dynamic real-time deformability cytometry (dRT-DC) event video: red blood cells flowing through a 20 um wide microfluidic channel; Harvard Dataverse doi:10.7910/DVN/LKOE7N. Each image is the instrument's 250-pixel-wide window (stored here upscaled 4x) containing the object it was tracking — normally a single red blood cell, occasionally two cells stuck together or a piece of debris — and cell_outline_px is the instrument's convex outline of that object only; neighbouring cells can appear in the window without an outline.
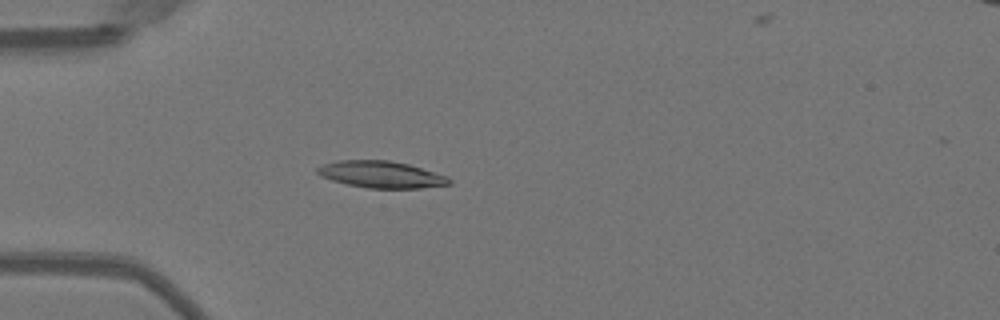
{"species": "Egyptian fruit bat (a non-hibernating species)", "species_latin": "Rousettus aegyptiacus", "temperature_condition": "warm", "stored_images_in_passage": 52, "camera_frame_rate_fps": 3000, "um_per_image_px": 0.085, "animal": {"sex": "female"}, "frame": {"image": 1, "passage_image": 16, "time_ms": 5.0, "image_size_px": [1000, 320], "cell_outline_px": [[452, 184], [420, 188], [368, 188], [348, 184], [332, 180], [320, 176], [316, 172], [316, 168], [324, 164], [336, 160], [388, 160], [408, 164], [448, 176], [452, 180]], "centroid_in_image_um": [32.41, 14.83], "position_along_channel_um": 52.6, "area_um2": 20.58}}
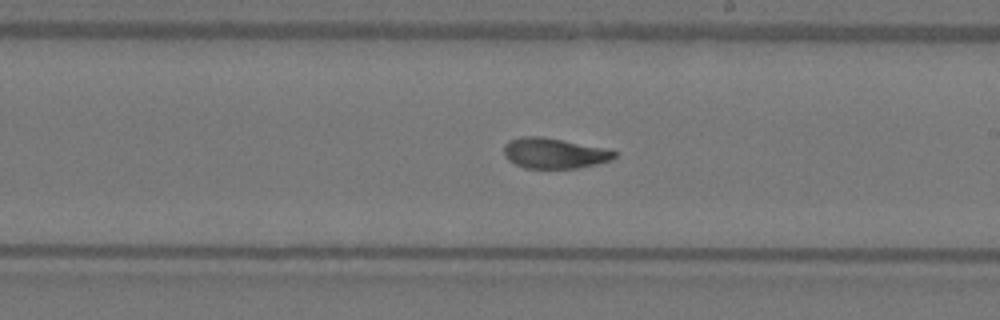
{"frame": {"image": 2, "passage_image": 31, "time_ms": 10.0, "image_size_px": [1000, 320], "cell_outline_px": [[616, 156], [612, 160], [596, 164], [576, 168], [524, 168], [508, 160], [504, 156], [504, 144], [508, 140], [520, 136], [544, 136], [604, 148], [616, 152]], "centroid_in_image_um": [47.07, 13.01], "position_along_channel_um": 241.9, "area_um2": 19.71}}
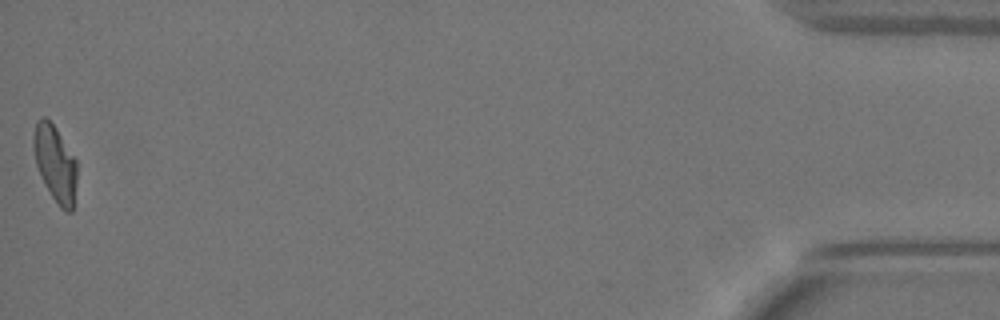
{"frame": {"image": 3, "passage_image": 52, "time_ms": 17.0, "image_size_px": [1000, 320], "cell_outline_px": [[76, 184], [72, 212], [68, 212], [60, 208], [44, 184], [36, 164], [32, 144], [32, 140], [36, 120], [40, 116], [44, 116], [56, 128], [76, 160]], "centroid_in_image_um": [4.67, 13.88], "position_along_channel_um": 430.5, "area_um2": 19.25}, "authors_computed_cell_mechanics": {"area_um2": 20.1144, "velocity_mm_per_s": 4.0118, "shape_relaxation_time_tau1_ms": 6.9919, "shape_relaxation_time_tau2_ms": 2.1358, "deformation_change_tau1": 0.2304, "deformation_change_tau2": 0.0863}}